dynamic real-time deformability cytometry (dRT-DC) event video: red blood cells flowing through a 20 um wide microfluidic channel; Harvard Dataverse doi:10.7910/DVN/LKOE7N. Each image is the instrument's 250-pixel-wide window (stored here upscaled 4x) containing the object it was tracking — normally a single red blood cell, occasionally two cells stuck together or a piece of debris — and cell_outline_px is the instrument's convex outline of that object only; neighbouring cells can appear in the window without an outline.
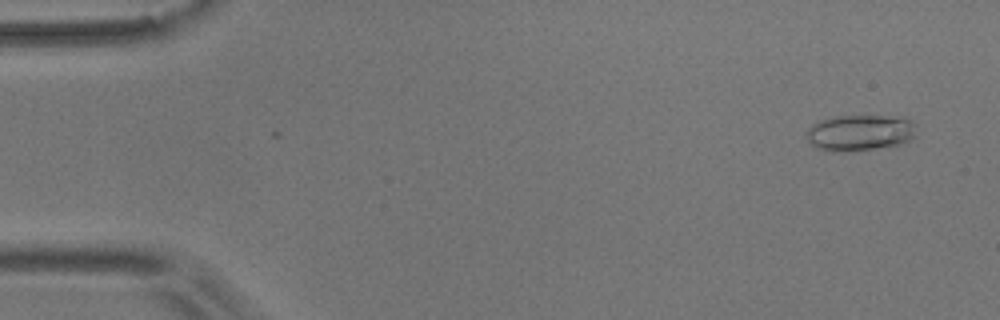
{"species": "common noctule bat (a hibernating species)", "species_latin": "Nyctalus noctula", "temperature_condition": "room temperature", "stored_images_in_passage": 55, "camera_frame_rate_fps": 3000, "um_per_image_px": 0.085, "animal": {"sex": "male", "body_mass_g": 17.9}, "frame": {"image": 1, "passage_image": 3, "time_ms": 0.667, "image_size_px": [1000, 320], "cell_outline_px": [[916, 136], [900, 144], [852, 152], [828, 152], [816, 148], [808, 140], [808, 128], [812, 124], [820, 120], [832, 116], [904, 116], [912, 120], [916, 124]], "centroid_in_image_um": [73.12, 11.28], "position_along_channel_um": 11.9, "area_um2": 23.58}}
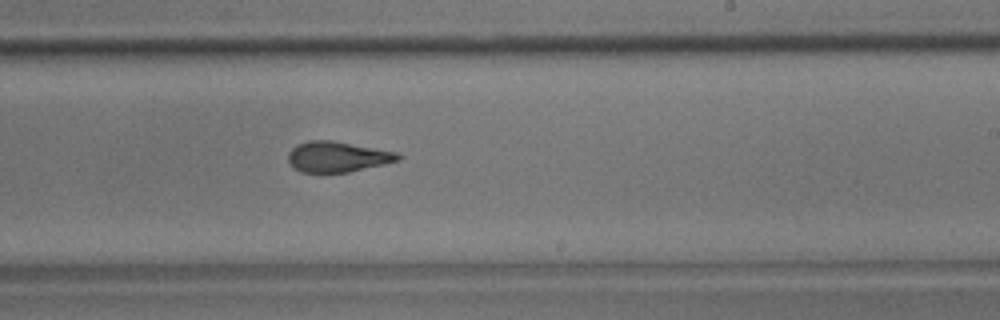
{"frame": {"image": 2, "passage_image": 33, "time_ms": 10.667, "image_size_px": [1000, 320], "cell_outline_px": [[400, 160], [384, 164], [348, 172], [300, 172], [288, 160], [288, 152], [292, 148], [308, 140], [332, 140], [396, 152], [400, 156]], "centroid_in_image_um": [28.68, 13.32], "position_along_channel_um": 260.3, "area_um2": 19.25}}
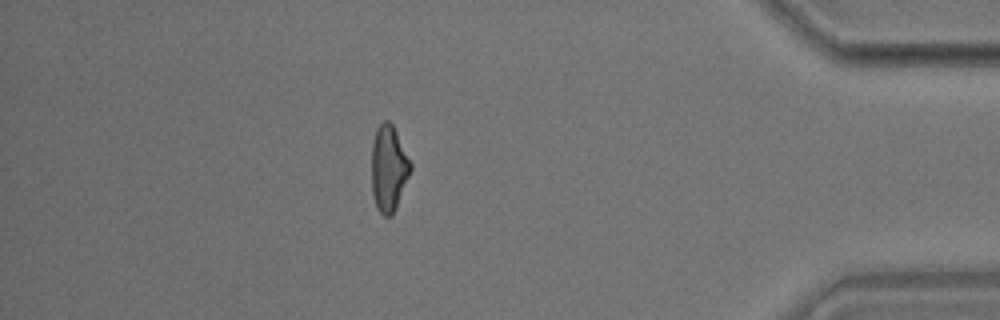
{"frame": {"image": 3, "passage_image": 48, "time_ms": 15.667, "image_size_px": [1000, 320], "cell_outline_px": [[412, 168], [396, 208], [392, 216], [384, 216], [376, 208], [372, 192], [372, 144], [376, 128], [384, 120], [388, 120], [392, 124], [412, 164]], "centroid_in_image_um": [33.03, 14.33], "position_along_channel_um": 402.2, "area_um2": 19.48}, "authors_computed_cell_mechanics": {"area_um2": 20.1144, "velocity_mm_per_s": 3.6644, "shape_relaxation_time_tau1_ms": 8.2952, "shape_relaxation_time_tau2_ms": 1.7911, "deformation_change_tau1": 0.2042, "deformation_change_tau2": 0.0904}}